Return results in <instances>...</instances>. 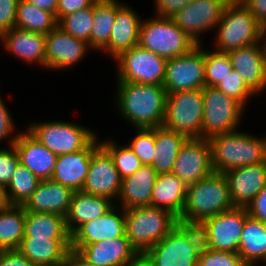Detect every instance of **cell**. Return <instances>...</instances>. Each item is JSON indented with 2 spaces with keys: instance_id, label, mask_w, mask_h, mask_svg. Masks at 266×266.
I'll list each match as a JSON object with an SVG mask.
<instances>
[{
  "instance_id": "obj_1",
  "label": "cell",
  "mask_w": 266,
  "mask_h": 266,
  "mask_svg": "<svg viewBox=\"0 0 266 266\" xmlns=\"http://www.w3.org/2000/svg\"><path fill=\"white\" fill-rule=\"evenodd\" d=\"M118 113L135 129L162 126L167 92L162 85L117 81Z\"/></svg>"
},
{
  "instance_id": "obj_2",
  "label": "cell",
  "mask_w": 266,
  "mask_h": 266,
  "mask_svg": "<svg viewBox=\"0 0 266 266\" xmlns=\"http://www.w3.org/2000/svg\"><path fill=\"white\" fill-rule=\"evenodd\" d=\"M214 172L224 173L232 168L264 163L266 136L257 137L238 130L209 139Z\"/></svg>"
},
{
  "instance_id": "obj_3",
  "label": "cell",
  "mask_w": 266,
  "mask_h": 266,
  "mask_svg": "<svg viewBox=\"0 0 266 266\" xmlns=\"http://www.w3.org/2000/svg\"><path fill=\"white\" fill-rule=\"evenodd\" d=\"M234 207L226 177L223 173L213 172L187 186L183 212L177 219L203 222Z\"/></svg>"
},
{
  "instance_id": "obj_4",
  "label": "cell",
  "mask_w": 266,
  "mask_h": 266,
  "mask_svg": "<svg viewBox=\"0 0 266 266\" xmlns=\"http://www.w3.org/2000/svg\"><path fill=\"white\" fill-rule=\"evenodd\" d=\"M176 221L170 211L151 205L125 209V235L142 256L174 228Z\"/></svg>"
},
{
  "instance_id": "obj_5",
  "label": "cell",
  "mask_w": 266,
  "mask_h": 266,
  "mask_svg": "<svg viewBox=\"0 0 266 266\" xmlns=\"http://www.w3.org/2000/svg\"><path fill=\"white\" fill-rule=\"evenodd\" d=\"M215 51L229 52L260 42L262 26L241 2H228L222 18L216 26Z\"/></svg>"
},
{
  "instance_id": "obj_6",
  "label": "cell",
  "mask_w": 266,
  "mask_h": 266,
  "mask_svg": "<svg viewBox=\"0 0 266 266\" xmlns=\"http://www.w3.org/2000/svg\"><path fill=\"white\" fill-rule=\"evenodd\" d=\"M165 59L188 53L197 44L182 31L172 18H149L141 22L139 44Z\"/></svg>"
},
{
  "instance_id": "obj_7",
  "label": "cell",
  "mask_w": 266,
  "mask_h": 266,
  "mask_svg": "<svg viewBox=\"0 0 266 266\" xmlns=\"http://www.w3.org/2000/svg\"><path fill=\"white\" fill-rule=\"evenodd\" d=\"M203 111L202 89L169 93L162 126L187 138H202Z\"/></svg>"
},
{
  "instance_id": "obj_8",
  "label": "cell",
  "mask_w": 266,
  "mask_h": 266,
  "mask_svg": "<svg viewBox=\"0 0 266 266\" xmlns=\"http://www.w3.org/2000/svg\"><path fill=\"white\" fill-rule=\"evenodd\" d=\"M27 131L56 156L85 149L96 133L85 126L66 121L31 123Z\"/></svg>"
},
{
  "instance_id": "obj_9",
  "label": "cell",
  "mask_w": 266,
  "mask_h": 266,
  "mask_svg": "<svg viewBox=\"0 0 266 266\" xmlns=\"http://www.w3.org/2000/svg\"><path fill=\"white\" fill-rule=\"evenodd\" d=\"M202 91V138L209 140L216 135L237 130L245 108L216 87L205 86Z\"/></svg>"
},
{
  "instance_id": "obj_10",
  "label": "cell",
  "mask_w": 266,
  "mask_h": 266,
  "mask_svg": "<svg viewBox=\"0 0 266 266\" xmlns=\"http://www.w3.org/2000/svg\"><path fill=\"white\" fill-rule=\"evenodd\" d=\"M114 60L119 69L117 81L163 86L167 59L138 45L122 52Z\"/></svg>"
},
{
  "instance_id": "obj_11",
  "label": "cell",
  "mask_w": 266,
  "mask_h": 266,
  "mask_svg": "<svg viewBox=\"0 0 266 266\" xmlns=\"http://www.w3.org/2000/svg\"><path fill=\"white\" fill-rule=\"evenodd\" d=\"M163 87L167 94L205 87V55L202 44L188 53L167 59Z\"/></svg>"
},
{
  "instance_id": "obj_12",
  "label": "cell",
  "mask_w": 266,
  "mask_h": 266,
  "mask_svg": "<svg viewBox=\"0 0 266 266\" xmlns=\"http://www.w3.org/2000/svg\"><path fill=\"white\" fill-rule=\"evenodd\" d=\"M227 3V0H192L171 18L197 45H200V35L215 29Z\"/></svg>"
},
{
  "instance_id": "obj_13",
  "label": "cell",
  "mask_w": 266,
  "mask_h": 266,
  "mask_svg": "<svg viewBox=\"0 0 266 266\" xmlns=\"http://www.w3.org/2000/svg\"><path fill=\"white\" fill-rule=\"evenodd\" d=\"M213 172L209 140L188 138L178 153L171 173L189 186Z\"/></svg>"
},
{
  "instance_id": "obj_14",
  "label": "cell",
  "mask_w": 266,
  "mask_h": 266,
  "mask_svg": "<svg viewBox=\"0 0 266 266\" xmlns=\"http://www.w3.org/2000/svg\"><path fill=\"white\" fill-rule=\"evenodd\" d=\"M121 184L122 178L115 168L113 158L100 144L92 152L87 178L81 192L113 201L119 196Z\"/></svg>"
},
{
  "instance_id": "obj_15",
  "label": "cell",
  "mask_w": 266,
  "mask_h": 266,
  "mask_svg": "<svg viewBox=\"0 0 266 266\" xmlns=\"http://www.w3.org/2000/svg\"><path fill=\"white\" fill-rule=\"evenodd\" d=\"M93 266H137L141 255L126 236L106 239L86 246H71Z\"/></svg>"
},
{
  "instance_id": "obj_16",
  "label": "cell",
  "mask_w": 266,
  "mask_h": 266,
  "mask_svg": "<svg viewBox=\"0 0 266 266\" xmlns=\"http://www.w3.org/2000/svg\"><path fill=\"white\" fill-rule=\"evenodd\" d=\"M198 259L195 248L173 228L141 256V263L144 266H197Z\"/></svg>"
},
{
  "instance_id": "obj_17",
  "label": "cell",
  "mask_w": 266,
  "mask_h": 266,
  "mask_svg": "<svg viewBox=\"0 0 266 266\" xmlns=\"http://www.w3.org/2000/svg\"><path fill=\"white\" fill-rule=\"evenodd\" d=\"M247 216L245 207H234L204 220L208 230L210 249L237 253Z\"/></svg>"
},
{
  "instance_id": "obj_18",
  "label": "cell",
  "mask_w": 266,
  "mask_h": 266,
  "mask_svg": "<svg viewBox=\"0 0 266 266\" xmlns=\"http://www.w3.org/2000/svg\"><path fill=\"white\" fill-rule=\"evenodd\" d=\"M45 46V68L54 70L71 68L90 49L86 41L73 37L59 26L46 35Z\"/></svg>"
},
{
  "instance_id": "obj_19",
  "label": "cell",
  "mask_w": 266,
  "mask_h": 266,
  "mask_svg": "<svg viewBox=\"0 0 266 266\" xmlns=\"http://www.w3.org/2000/svg\"><path fill=\"white\" fill-rule=\"evenodd\" d=\"M235 207H247L266 186V161L232 168L223 173Z\"/></svg>"
},
{
  "instance_id": "obj_20",
  "label": "cell",
  "mask_w": 266,
  "mask_h": 266,
  "mask_svg": "<svg viewBox=\"0 0 266 266\" xmlns=\"http://www.w3.org/2000/svg\"><path fill=\"white\" fill-rule=\"evenodd\" d=\"M115 205L101 217L85 222L71 234V246H86L125 235V209Z\"/></svg>"
},
{
  "instance_id": "obj_21",
  "label": "cell",
  "mask_w": 266,
  "mask_h": 266,
  "mask_svg": "<svg viewBox=\"0 0 266 266\" xmlns=\"http://www.w3.org/2000/svg\"><path fill=\"white\" fill-rule=\"evenodd\" d=\"M228 56L232 67L242 77L246 86L258 95L266 88V65L261 42L231 50Z\"/></svg>"
},
{
  "instance_id": "obj_22",
  "label": "cell",
  "mask_w": 266,
  "mask_h": 266,
  "mask_svg": "<svg viewBox=\"0 0 266 266\" xmlns=\"http://www.w3.org/2000/svg\"><path fill=\"white\" fill-rule=\"evenodd\" d=\"M141 17L130 6L117 1V16L108 43L100 52H108L113 59L122 52L138 46Z\"/></svg>"
},
{
  "instance_id": "obj_23",
  "label": "cell",
  "mask_w": 266,
  "mask_h": 266,
  "mask_svg": "<svg viewBox=\"0 0 266 266\" xmlns=\"http://www.w3.org/2000/svg\"><path fill=\"white\" fill-rule=\"evenodd\" d=\"M98 136L83 150L58 156L53 181L71 188L74 192L82 191L86 181L92 152L100 145Z\"/></svg>"
},
{
  "instance_id": "obj_24",
  "label": "cell",
  "mask_w": 266,
  "mask_h": 266,
  "mask_svg": "<svg viewBox=\"0 0 266 266\" xmlns=\"http://www.w3.org/2000/svg\"><path fill=\"white\" fill-rule=\"evenodd\" d=\"M19 162L26 166L40 180L53 177L58 156L35 139L27 130L20 132L14 141Z\"/></svg>"
},
{
  "instance_id": "obj_25",
  "label": "cell",
  "mask_w": 266,
  "mask_h": 266,
  "mask_svg": "<svg viewBox=\"0 0 266 266\" xmlns=\"http://www.w3.org/2000/svg\"><path fill=\"white\" fill-rule=\"evenodd\" d=\"M74 191L52 179L41 180L22 205L26 212L54 213L66 217Z\"/></svg>"
},
{
  "instance_id": "obj_26",
  "label": "cell",
  "mask_w": 266,
  "mask_h": 266,
  "mask_svg": "<svg viewBox=\"0 0 266 266\" xmlns=\"http://www.w3.org/2000/svg\"><path fill=\"white\" fill-rule=\"evenodd\" d=\"M46 35L19 28H12L0 36L2 45L18 59L45 67Z\"/></svg>"
},
{
  "instance_id": "obj_27",
  "label": "cell",
  "mask_w": 266,
  "mask_h": 266,
  "mask_svg": "<svg viewBox=\"0 0 266 266\" xmlns=\"http://www.w3.org/2000/svg\"><path fill=\"white\" fill-rule=\"evenodd\" d=\"M157 177L151 165L141 166L134 174L122 179L117 200L123 209L151 205V196Z\"/></svg>"
},
{
  "instance_id": "obj_28",
  "label": "cell",
  "mask_w": 266,
  "mask_h": 266,
  "mask_svg": "<svg viewBox=\"0 0 266 266\" xmlns=\"http://www.w3.org/2000/svg\"><path fill=\"white\" fill-rule=\"evenodd\" d=\"M17 250L37 266H61L71 250V240L23 237Z\"/></svg>"
},
{
  "instance_id": "obj_29",
  "label": "cell",
  "mask_w": 266,
  "mask_h": 266,
  "mask_svg": "<svg viewBox=\"0 0 266 266\" xmlns=\"http://www.w3.org/2000/svg\"><path fill=\"white\" fill-rule=\"evenodd\" d=\"M115 204L112 200L102 196H95L74 192L65 217L66 228L71 235L85 222L97 219L107 213Z\"/></svg>"
},
{
  "instance_id": "obj_30",
  "label": "cell",
  "mask_w": 266,
  "mask_h": 266,
  "mask_svg": "<svg viewBox=\"0 0 266 266\" xmlns=\"http://www.w3.org/2000/svg\"><path fill=\"white\" fill-rule=\"evenodd\" d=\"M187 185L173 173L157 174L151 196V206L170 211L177 218L183 212Z\"/></svg>"
},
{
  "instance_id": "obj_31",
  "label": "cell",
  "mask_w": 266,
  "mask_h": 266,
  "mask_svg": "<svg viewBox=\"0 0 266 266\" xmlns=\"http://www.w3.org/2000/svg\"><path fill=\"white\" fill-rule=\"evenodd\" d=\"M237 253L247 266L266 262V224L248 215Z\"/></svg>"
},
{
  "instance_id": "obj_32",
  "label": "cell",
  "mask_w": 266,
  "mask_h": 266,
  "mask_svg": "<svg viewBox=\"0 0 266 266\" xmlns=\"http://www.w3.org/2000/svg\"><path fill=\"white\" fill-rule=\"evenodd\" d=\"M188 138L163 126L155 127V152L151 166L157 174L171 173L173 164Z\"/></svg>"
},
{
  "instance_id": "obj_33",
  "label": "cell",
  "mask_w": 266,
  "mask_h": 266,
  "mask_svg": "<svg viewBox=\"0 0 266 266\" xmlns=\"http://www.w3.org/2000/svg\"><path fill=\"white\" fill-rule=\"evenodd\" d=\"M26 210L0 202V250H17L24 237Z\"/></svg>"
},
{
  "instance_id": "obj_34",
  "label": "cell",
  "mask_w": 266,
  "mask_h": 266,
  "mask_svg": "<svg viewBox=\"0 0 266 266\" xmlns=\"http://www.w3.org/2000/svg\"><path fill=\"white\" fill-rule=\"evenodd\" d=\"M24 237L71 240L65 225V217L39 212H26Z\"/></svg>"
},
{
  "instance_id": "obj_35",
  "label": "cell",
  "mask_w": 266,
  "mask_h": 266,
  "mask_svg": "<svg viewBox=\"0 0 266 266\" xmlns=\"http://www.w3.org/2000/svg\"><path fill=\"white\" fill-rule=\"evenodd\" d=\"M117 16V0H96L93 3V25L90 32L91 50H101L109 41Z\"/></svg>"
},
{
  "instance_id": "obj_36",
  "label": "cell",
  "mask_w": 266,
  "mask_h": 266,
  "mask_svg": "<svg viewBox=\"0 0 266 266\" xmlns=\"http://www.w3.org/2000/svg\"><path fill=\"white\" fill-rule=\"evenodd\" d=\"M57 26L58 21L53 13L39 9L26 0H19L15 21L16 28L47 35Z\"/></svg>"
},
{
  "instance_id": "obj_37",
  "label": "cell",
  "mask_w": 266,
  "mask_h": 266,
  "mask_svg": "<svg viewBox=\"0 0 266 266\" xmlns=\"http://www.w3.org/2000/svg\"><path fill=\"white\" fill-rule=\"evenodd\" d=\"M41 180L20 162L8 186L0 193V202L23 205L36 190Z\"/></svg>"
},
{
  "instance_id": "obj_38",
  "label": "cell",
  "mask_w": 266,
  "mask_h": 266,
  "mask_svg": "<svg viewBox=\"0 0 266 266\" xmlns=\"http://www.w3.org/2000/svg\"><path fill=\"white\" fill-rule=\"evenodd\" d=\"M100 144L110 153L115 168L122 179L134 174L141 166H143L142 162L127 144L120 147L115 141L109 138L104 141L100 140Z\"/></svg>"
},
{
  "instance_id": "obj_39",
  "label": "cell",
  "mask_w": 266,
  "mask_h": 266,
  "mask_svg": "<svg viewBox=\"0 0 266 266\" xmlns=\"http://www.w3.org/2000/svg\"><path fill=\"white\" fill-rule=\"evenodd\" d=\"M174 228L189 245L195 248L198 256L204 255L210 250L208 230L204 222L177 219Z\"/></svg>"
},
{
  "instance_id": "obj_40",
  "label": "cell",
  "mask_w": 266,
  "mask_h": 266,
  "mask_svg": "<svg viewBox=\"0 0 266 266\" xmlns=\"http://www.w3.org/2000/svg\"><path fill=\"white\" fill-rule=\"evenodd\" d=\"M93 25V5L70 13L58 21V26L73 37L86 41L90 47V32Z\"/></svg>"
},
{
  "instance_id": "obj_41",
  "label": "cell",
  "mask_w": 266,
  "mask_h": 266,
  "mask_svg": "<svg viewBox=\"0 0 266 266\" xmlns=\"http://www.w3.org/2000/svg\"><path fill=\"white\" fill-rule=\"evenodd\" d=\"M205 86L215 87L233 71L231 60L226 52L204 50Z\"/></svg>"
},
{
  "instance_id": "obj_42",
  "label": "cell",
  "mask_w": 266,
  "mask_h": 266,
  "mask_svg": "<svg viewBox=\"0 0 266 266\" xmlns=\"http://www.w3.org/2000/svg\"><path fill=\"white\" fill-rule=\"evenodd\" d=\"M137 135L127 145L143 165H151L155 152V128H137Z\"/></svg>"
},
{
  "instance_id": "obj_43",
  "label": "cell",
  "mask_w": 266,
  "mask_h": 266,
  "mask_svg": "<svg viewBox=\"0 0 266 266\" xmlns=\"http://www.w3.org/2000/svg\"><path fill=\"white\" fill-rule=\"evenodd\" d=\"M215 87L227 96L234 98L244 108L246 107L245 105L247 104V100H249L248 98L255 95L246 86L242 77L234 69Z\"/></svg>"
},
{
  "instance_id": "obj_44",
  "label": "cell",
  "mask_w": 266,
  "mask_h": 266,
  "mask_svg": "<svg viewBox=\"0 0 266 266\" xmlns=\"http://www.w3.org/2000/svg\"><path fill=\"white\" fill-rule=\"evenodd\" d=\"M18 164L19 156L14 144L9 145L8 149H0V193L10 183Z\"/></svg>"
},
{
  "instance_id": "obj_45",
  "label": "cell",
  "mask_w": 266,
  "mask_h": 266,
  "mask_svg": "<svg viewBox=\"0 0 266 266\" xmlns=\"http://www.w3.org/2000/svg\"><path fill=\"white\" fill-rule=\"evenodd\" d=\"M197 266H247L238 253L210 249L199 256Z\"/></svg>"
},
{
  "instance_id": "obj_46",
  "label": "cell",
  "mask_w": 266,
  "mask_h": 266,
  "mask_svg": "<svg viewBox=\"0 0 266 266\" xmlns=\"http://www.w3.org/2000/svg\"><path fill=\"white\" fill-rule=\"evenodd\" d=\"M19 0H0V36L15 27Z\"/></svg>"
},
{
  "instance_id": "obj_47",
  "label": "cell",
  "mask_w": 266,
  "mask_h": 266,
  "mask_svg": "<svg viewBox=\"0 0 266 266\" xmlns=\"http://www.w3.org/2000/svg\"><path fill=\"white\" fill-rule=\"evenodd\" d=\"M5 105V102L0 96V142L2 139L10 138L9 145H12L17 138L18 134L12 135L15 129V124L13 123V119L11 117L10 111Z\"/></svg>"
},
{
  "instance_id": "obj_48",
  "label": "cell",
  "mask_w": 266,
  "mask_h": 266,
  "mask_svg": "<svg viewBox=\"0 0 266 266\" xmlns=\"http://www.w3.org/2000/svg\"><path fill=\"white\" fill-rule=\"evenodd\" d=\"M192 0H155L156 16L173 17L180 9Z\"/></svg>"
},
{
  "instance_id": "obj_49",
  "label": "cell",
  "mask_w": 266,
  "mask_h": 266,
  "mask_svg": "<svg viewBox=\"0 0 266 266\" xmlns=\"http://www.w3.org/2000/svg\"><path fill=\"white\" fill-rule=\"evenodd\" d=\"M96 0H58L57 21L63 16L92 6Z\"/></svg>"
},
{
  "instance_id": "obj_50",
  "label": "cell",
  "mask_w": 266,
  "mask_h": 266,
  "mask_svg": "<svg viewBox=\"0 0 266 266\" xmlns=\"http://www.w3.org/2000/svg\"><path fill=\"white\" fill-rule=\"evenodd\" d=\"M248 215L266 224V186L246 207Z\"/></svg>"
},
{
  "instance_id": "obj_51",
  "label": "cell",
  "mask_w": 266,
  "mask_h": 266,
  "mask_svg": "<svg viewBox=\"0 0 266 266\" xmlns=\"http://www.w3.org/2000/svg\"><path fill=\"white\" fill-rule=\"evenodd\" d=\"M0 266H37L18 250H0Z\"/></svg>"
},
{
  "instance_id": "obj_52",
  "label": "cell",
  "mask_w": 266,
  "mask_h": 266,
  "mask_svg": "<svg viewBox=\"0 0 266 266\" xmlns=\"http://www.w3.org/2000/svg\"><path fill=\"white\" fill-rule=\"evenodd\" d=\"M241 2L255 16L262 27L266 26V0H242Z\"/></svg>"
},
{
  "instance_id": "obj_53",
  "label": "cell",
  "mask_w": 266,
  "mask_h": 266,
  "mask_svg": "<svg viewBox=\"0 0 266 266\" xmlns=\"http://www.w3.org/2000/svg\"><path fill=\"white\" fill-rule=\"evenodd\" d=\"M61 266H93L77 251L70 250Z\"/></svg>"
},
{
  "instance_id": "obj_54",
  "label": "cell",
  "mask_w": 266,
  "mask_h": 266,
  "mask_svg": "<svg viewBox=\"0 0 266 266\" xmlns=\"http://www.w3.org/2000/svg\"><path fill=\"white\" fill-rule=\"evenodd\" d=\"M31 4H34L39 9H43L53 13L57 19V5L58 0H26Z\"/></svg>"
},
{
  "instance_id": "obj_55",
  "label": "cell",
  "mask_w": 266,
  "mask_h": 266,
  "mask_svg": "<svg viewBox=\"0 0 266 266\" xmlns=\"http://www.w3.org/2000/svg\"><path fill=\"white\" fill-rule=\"evenodd\" d=\"M259 41H262L261 48L263 52V57L265 60V65H266V26H263L260 31V39Z\"/></svg>"
},
{
  "instance_id": "obj_56",
  "label": "cell",
  "mask_w": 266,
  "mask_h": 266,
  "mask_svg": "<svg viewBox=\"0 0 266 266\" xmlns=\"http://www.w3.org/2000/svg\"><path fill=\"white\" fill-rule=\"evenodd\" d=\"M228 2H239V1H242V0H227Z\"/></svg>"
}]
</instances>
